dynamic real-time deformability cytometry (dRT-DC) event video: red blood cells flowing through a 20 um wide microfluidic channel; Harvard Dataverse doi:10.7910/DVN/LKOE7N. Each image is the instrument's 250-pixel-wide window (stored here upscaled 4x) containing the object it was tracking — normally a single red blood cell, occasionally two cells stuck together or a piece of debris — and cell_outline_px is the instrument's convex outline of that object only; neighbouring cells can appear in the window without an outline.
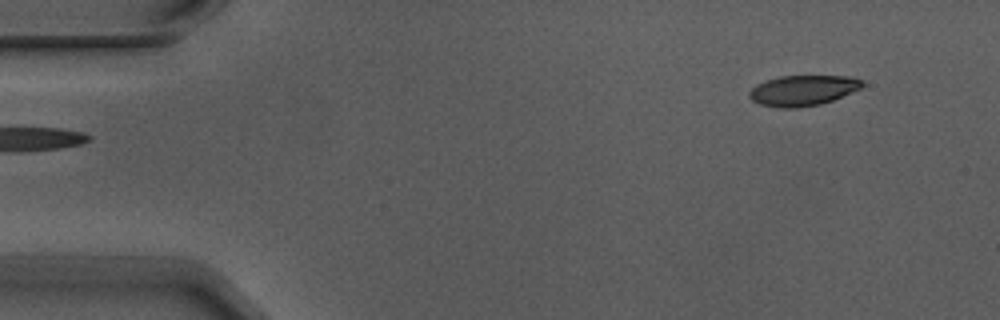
{"species": "Egyptian fruit bat (a non-hibernating species)", "species_latin": "Rousettus aegyptiacus", "temperature_condition": "warm", "stored_images_in_passage": 5, "segment_of_instrument_passage": [2, 2], "camera_frame_rate_fps": 3000, "um_per_image_px": 0.085, "animal": {"sex": "male"}, "frame": {"image": 1, "passage_image": 5, "time_ms": 1.333, "image_size_px": [1000, 320], "cell_outline_px": [[864, 84], [860, 88], [852, 92], [832, 100], [820, 104], [796, 108], [780, 108], [760, 104], [752, 100], [748, 96], [748, 92], [756, 84], [780, 76], [852, 76], [864, 80]], "centroid_in_image_um": [68.25, 7.68], "position_along_channel_um": 16.8, "area_um2": 20.06}}